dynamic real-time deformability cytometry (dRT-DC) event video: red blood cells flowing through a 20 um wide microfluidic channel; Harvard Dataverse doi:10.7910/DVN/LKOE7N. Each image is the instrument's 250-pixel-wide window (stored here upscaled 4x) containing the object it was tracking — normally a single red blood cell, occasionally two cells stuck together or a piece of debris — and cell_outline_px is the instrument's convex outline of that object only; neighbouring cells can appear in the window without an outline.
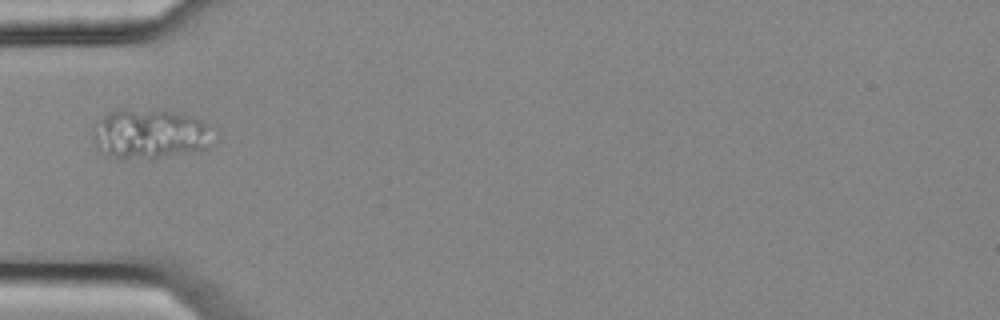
{"species": "common noctule bat (a hibernating species)", "species_latin": "Nyctalus noctula", "temperature_condition": "cold", "stored_images_in_passage": 1, "camera_frame_rate_fps": 3000, "um_per_image_px": 0.085, "animal": {"sex": "female", "body_mass_g": 25.1}, "frame": {"image": 1, "passage_image": 1, "time_ms": 0.0, "image_size_px": [1000, 320], "cell_outline_px": [[212, 144], [208, 148], [148, 160], [116, 160], [100, 156], [96, 148], [92, 136], [100, 120], [108, 112], [116, 108], [128, 108], [168, 112], [192, 116], [208, 124], [212, 128]], "centroid_in_image_um": [12.68, 11.44], "position_along_channel_um": 72.3, "area_um2": 35.84}}